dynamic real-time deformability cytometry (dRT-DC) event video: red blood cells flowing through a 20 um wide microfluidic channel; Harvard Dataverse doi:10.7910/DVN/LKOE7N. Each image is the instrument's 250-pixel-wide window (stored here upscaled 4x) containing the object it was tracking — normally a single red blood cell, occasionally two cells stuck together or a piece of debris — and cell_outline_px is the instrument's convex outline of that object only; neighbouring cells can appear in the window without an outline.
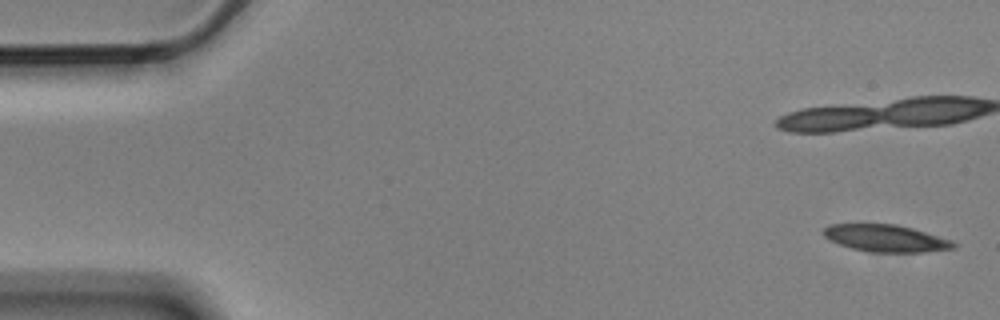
{"species": "Egyptian fruit bat (a non-hibernating species)", "species_latin": "Rousettus aegyptiacus", "temperature_condition": "cold", "stored_images_in_passage": 8, "camera_frame_rate_fps": 3000, "um_per_image_px": 0.085, "animal": {"sex": "male"}, "frame": {"image": 1, "passage_image": 1, "time_ms": 0.0, "image_size_px": [1000, 320], "cell_outline_px": [[956, 248], [924, 252], [868, 252], [852, 248], [840, 244], [824, 236], [824, 228], [832, 224], [896, 224], [912, 228], [952, 240], [956, 244]], "centroid_in_image_um": [75.33, 20.26], "position_along_channel_um": 9.7, "area_um2": 20.35}}
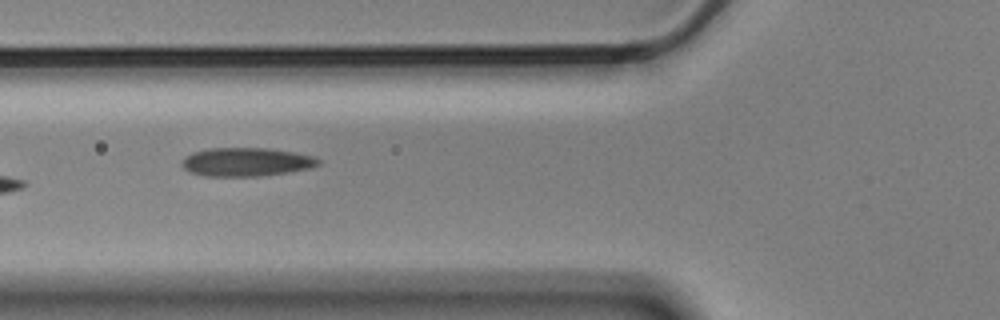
{"frame": {"image": 2, "passage_image": 7, "time_ms": 2.0, "image_size_px": [1000, 320], "cell_outline_px": [[320, 164], [308, 168], [288, 172], [260, 176], [204, 176], [192, 172], [184, 168], [180, 164], [192, 152], [208, 148], [268, 148], [292, 152], [312, 156], [320, 160]], "centroid_in_image_um": [20.92, 13.76], "position_along_channel_um": 104.9, "area_um2": 22.48}}
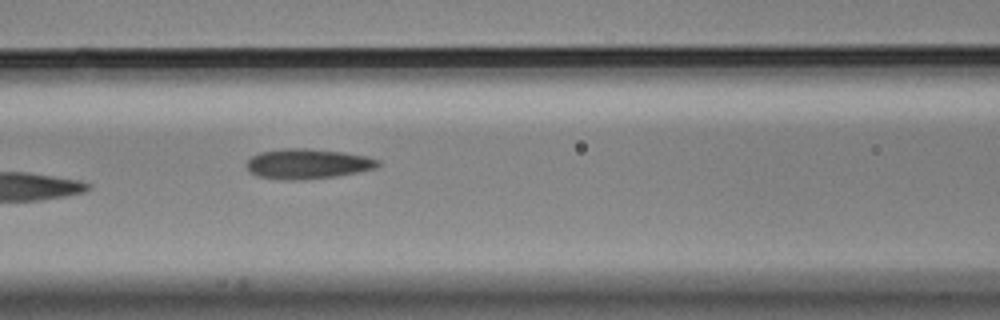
{"frame": {"image": 3, "passage_image": 8, "time_ms": 2.333, "image_size_px": [1000, 320], "cell_outline_px": [[380, 164], [376, 168], [336, 176], [304, 180], [284, 180], [256, 176], [248, 172], [248, 160], [252, 156], [260, 152], [280, 148], [308, 148], [344, 152], [368, 156], [380, 160]], "centroid_in_image_um": [26.15, 13.92], "position_along_channel_um": 140.5, "area_um2": 23.24}}